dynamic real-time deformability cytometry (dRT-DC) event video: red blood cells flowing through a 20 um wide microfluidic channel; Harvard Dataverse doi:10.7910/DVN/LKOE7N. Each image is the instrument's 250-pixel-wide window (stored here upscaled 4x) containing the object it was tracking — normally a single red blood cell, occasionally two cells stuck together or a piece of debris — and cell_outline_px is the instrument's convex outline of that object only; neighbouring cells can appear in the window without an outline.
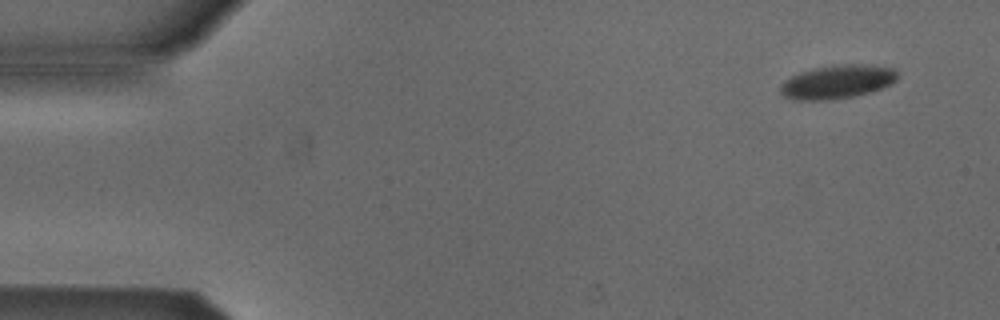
{"species": "Egyptian fruit bat (a non-hibernating species)", "species_latin": "Rousettus aegyptiacus", "temperature_condition": "cold", "stored_images_in_passage": 4, "camera_frame_rate_fps": 3000, "um_per_image_px": 0.085, "animal": {"sex": "male"}, "frame": {"image": 1, "passage_image": 1, "time_ms": 0.0, "image_size_px": [1000, 320], "cell_outline_px": [[896, 80], [892, 84], [872, 92], [832, 100], [792, 100], [784, 96], [780, 92], [780, 84], [784, 80], [800, 72], [812, 68], [832, 64], [872, 64], [892, 68], [896, 72]], "centroid_in_image_um": [71.15, 6.95], "position_along_channel_um": 13.9, "area_um2": 23.29}}
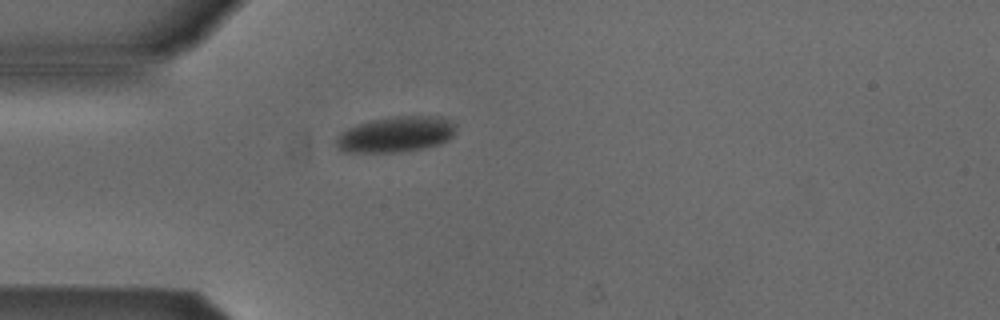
{"frame": {"image": 2, "passage_image": 4, "time_ms": 1.0, "image_size_px": [1000, 320], "cell_outline_px": [[456, 128], [452, 136], [448, 140], [440, 144], [424, 148], [400, 152], [344, 152], [336, 148], [336, 140], [340, 132], [356, 124], [368, 120], [392, 116], [440, 116], [452, 120], [456, 124]], "centroid_in_image_um": [33.65, 11.41], "position_along_channel_um": 51.3, "area_um2": 25.32}}